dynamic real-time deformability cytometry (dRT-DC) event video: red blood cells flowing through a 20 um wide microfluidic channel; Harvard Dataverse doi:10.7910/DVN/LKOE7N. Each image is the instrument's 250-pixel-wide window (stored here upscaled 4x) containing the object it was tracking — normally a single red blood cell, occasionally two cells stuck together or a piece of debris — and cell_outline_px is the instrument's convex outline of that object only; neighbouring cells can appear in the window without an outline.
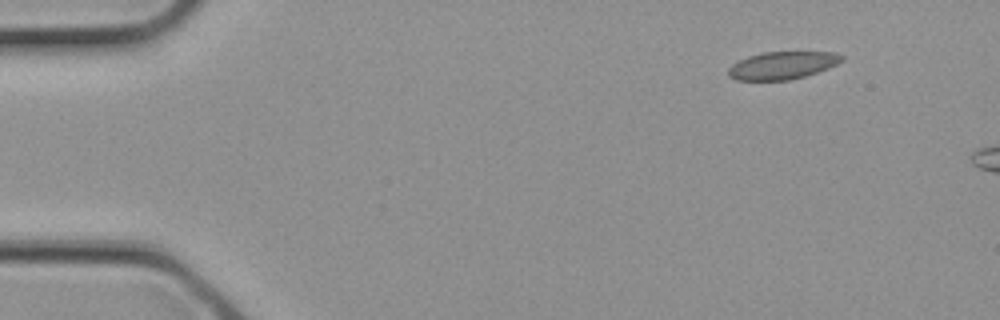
{"species": "common noctule bat (a hibernating species)", "species_latin": "Nyctalus noctula", "temperature_condition": "cold", "stored_images_in_passage": 2, "camera_frame_rate_fps": 3000, "um_per_image_px": 0.085, "animal": {"sex": "female", "body_mass_g": 21.9}, "frame": {"image": 1, "passage_image": 2, "time_ms": 0.333, "image_size_px": [1000, 320], "cell_outline_px": [[844, 60], [828, 68], [804, 76], [788, 80], [736, 80], [728, 76], [728, 68], [732, 64], [748, 56], [764, 52], [836, 52], [844, 56]], "centroid_in_image_um": [66.5, 5.55], "position_along_channel_um": 18.5, "area_um2": 18.21}}